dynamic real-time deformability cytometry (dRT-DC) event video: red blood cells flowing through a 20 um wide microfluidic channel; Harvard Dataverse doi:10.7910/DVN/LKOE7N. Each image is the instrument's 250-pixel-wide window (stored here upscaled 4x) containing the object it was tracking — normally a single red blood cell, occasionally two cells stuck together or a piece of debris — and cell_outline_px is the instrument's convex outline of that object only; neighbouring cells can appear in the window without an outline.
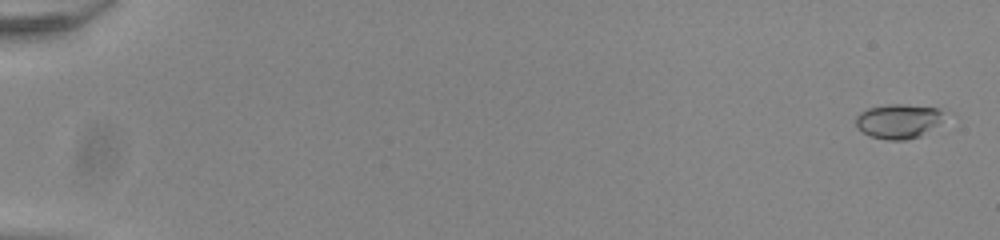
{"species": "common noctule bat (a hibernating species)", "species_latin": "Nyctalus noctula", "temperature_condition": "room temperature", "stored_images_in_passage": 54, "camera_frame_rate_fps": 3000, "um_per_image_px": 0.085, "animal": {"sex": "male", "body_mass_g": 20.0, "forearm_length_mm": 53.3}, "frame": {"image": 1, "passage_image": 2, "time_ms": 0.333, "image_size_px": [1000, 240], "cell_outline_px": [[952, 112], [920, 136], [904, 140], [888, 140], [868, 136], [856, 128], [856, 116], [860, 112], [868, 108], [888, 104], [904, 104], [940, 108]], "centroid_in_image_um": [76.39, 10.28], "position_along_channel_um": 8.6, "area_um2": 18.09}}
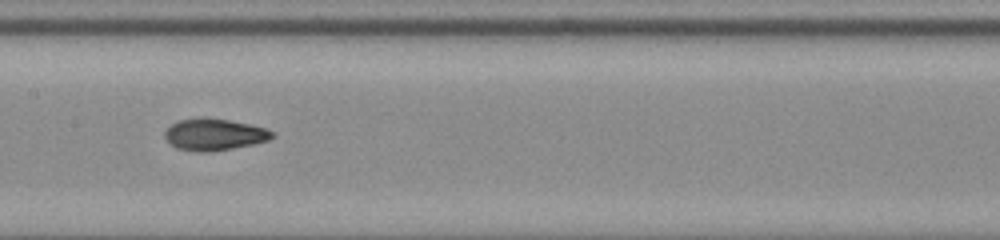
{"frame": {"image": 2, "passage_image": 30, "time_ms": 9.667, "image_size_px": [1000, 240], "cell_outline_px": [[276, 136], [268, 140], [252, 144], [232, 148], [204, 152], [200, 152], [176, 148], [164, 136], [164, 132], [176, 120], [200, 116], [228, 120], [252, 124], [268, 128], [276, 132]], "centroid_in_image_um": [18.25, 11.4], "position_along_channel_um": 189.2, "area_um2": 20.06}}
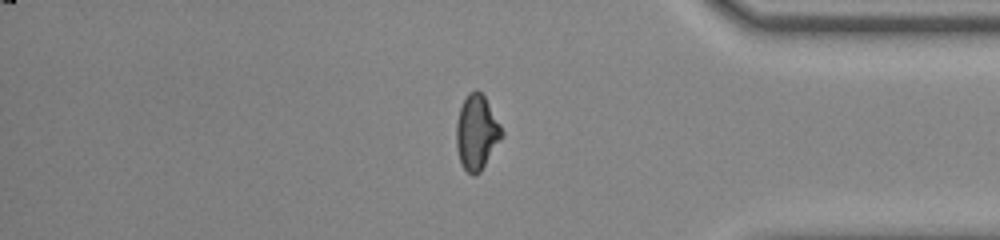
{"frame": {"image": 3, "passage_image": 47, "time_ms": 15.333, "image_size_px": [1000, 240], "cell_outline_px": [[504, 136], [480, 172], [472, 176], [464, 168], [460, 160], [456, 148], [456, 124], [460, 108], [468, 92], [476, 88], [484, 96], [500, 124], [504, 132]], "centroid_in_image_um": [40.52, 11.25], "position_along_channel_um": 394.7, "area_um2": 19.83}}